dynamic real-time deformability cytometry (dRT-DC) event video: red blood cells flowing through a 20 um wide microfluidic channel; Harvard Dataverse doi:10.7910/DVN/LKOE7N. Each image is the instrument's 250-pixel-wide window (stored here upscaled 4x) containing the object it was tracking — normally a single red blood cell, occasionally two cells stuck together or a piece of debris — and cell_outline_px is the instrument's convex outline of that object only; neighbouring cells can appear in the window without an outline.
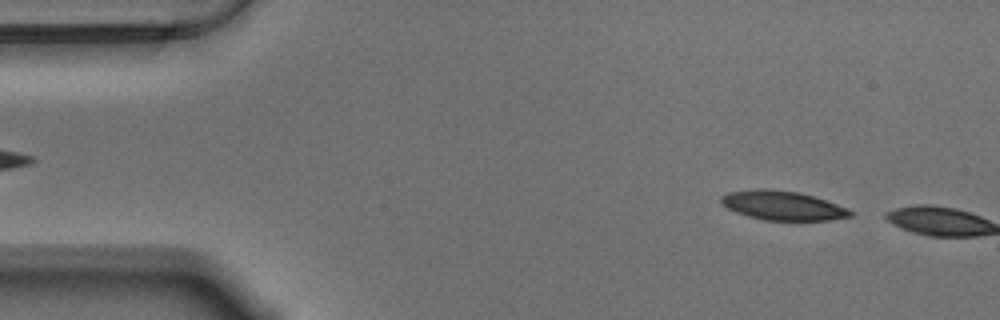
{"species": "Egyptian fruit bat (a non-hibernating species)", "species_latin": "Rousettus aegyptiacus", "temperature_condition": "warm", "stored_images_in_passage": 4, "camera_frame_rate_fps": 3000, "um_per_image_px": 0.085, "animal": {"sex": "male"}, "frame": {"image": 1, "passage_image": 3, "time_ms": 0.667, "image_size_px": [1000, 320], "cell_outline_px": [[856, 212], [852, 216], [828, 220], [764, 220], [748, 216], [736, 212], [728, 208], [720, 200], [720, 196], [728, 192], [756, 188], [768, 188], [796, 192], [812, 196], [848, 208]], "centroid_in_image_um": [66.52, 17.46], "position_along_channel_um": 18.5, "area_um2": 21.91}}